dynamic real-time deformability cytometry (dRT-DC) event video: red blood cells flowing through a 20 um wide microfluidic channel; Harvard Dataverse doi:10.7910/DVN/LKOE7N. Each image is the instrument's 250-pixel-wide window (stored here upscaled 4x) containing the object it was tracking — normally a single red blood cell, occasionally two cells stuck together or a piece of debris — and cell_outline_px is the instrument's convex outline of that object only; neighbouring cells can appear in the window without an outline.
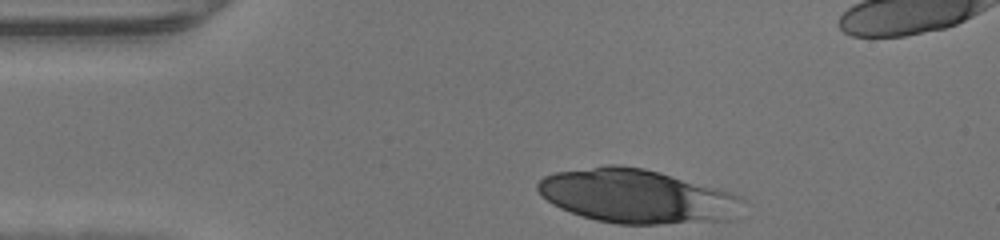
{"species": "human", "species_latin": "Homo sapiens", "temperature_condition": "warm", "stored_images_in_passage": 29, "camera_frame_rate_fps": 3000, "um_per_image_px": 0.085, "donor": {"sex": "male"}, "frame": {"image": 1, "passage_image": 1, "time_ms": 0.0, "image_size_px": [1000, 240], "cell_outline_px": [[744, 200], [732, 220], [656, 224], [616, 224], [596, 220], [560, 208], [552, 204], [536, 188], [536, 184], [544, 176], [556, 172], [608, 164], [616, 164], [644, 168], [660, 172], [728, 192], [740, 196]], "centroid_in_image_um": [54.1, 16.68], "position_along_channel_um": 30.9, "area_um2": 63.87}}